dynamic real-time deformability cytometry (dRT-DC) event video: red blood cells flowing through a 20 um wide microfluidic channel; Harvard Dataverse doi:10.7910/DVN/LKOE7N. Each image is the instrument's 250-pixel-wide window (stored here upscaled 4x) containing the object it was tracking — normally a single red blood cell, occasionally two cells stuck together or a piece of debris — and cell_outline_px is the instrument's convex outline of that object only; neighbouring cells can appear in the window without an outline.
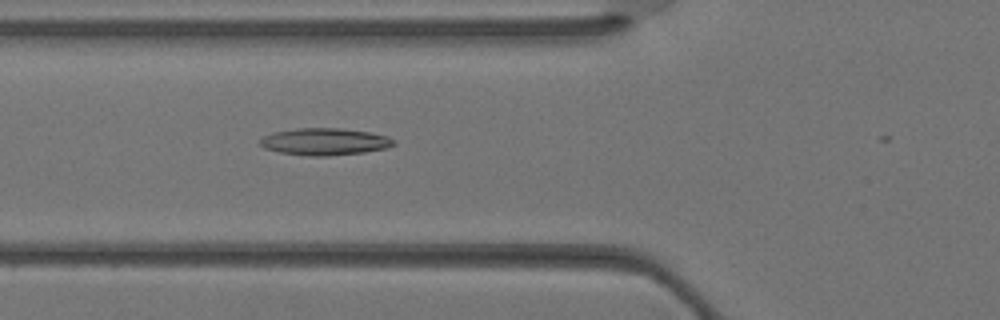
{"species": "Egyptian fruit bat (a non-hibernating species)", "species_latin": "Rousettus aegyptiacus", "temperature_condition": "warm", "stored_images_in_passage": 4, "camera_frame_rate_fps": 3000, "um_per_image_px": 0.085, "animal": {"sex": "female"}, "frame": {"image": 1, "passage_image": 3, "time_ms": 0.667, "image_size_px": [1000, 320], "cell_outline_px": [[396, 144], [388, 148], [364, 152], [328, 156], [308, 156], [280, 152], [264, 148], [260, 144], [260, 140], [264, 136], [272, 132], [296, 128], [340, 128], [368, 132], [388, 136], [396, 140]], "centroid_in_image_um": [27.62, 12.04], "position_along_channel_um": 98.2, "area_um2": 21.15}}